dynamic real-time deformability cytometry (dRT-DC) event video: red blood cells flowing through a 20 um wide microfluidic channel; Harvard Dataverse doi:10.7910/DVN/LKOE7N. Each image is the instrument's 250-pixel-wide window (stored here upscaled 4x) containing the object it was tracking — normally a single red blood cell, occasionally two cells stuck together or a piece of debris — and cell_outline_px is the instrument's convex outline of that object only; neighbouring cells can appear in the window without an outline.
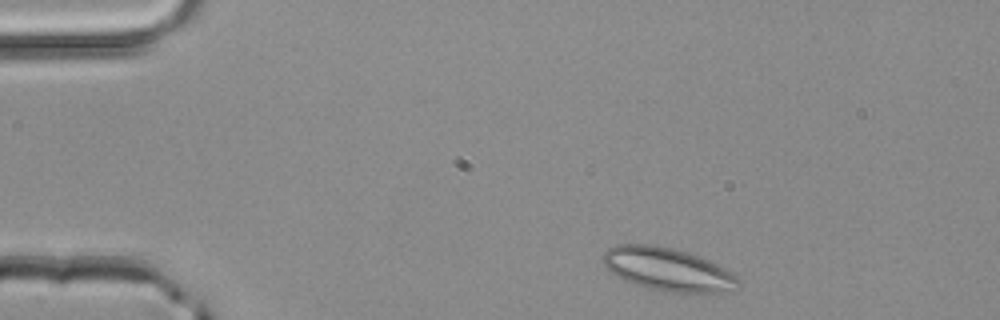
{"species": "common noctule bat (a hibernating species)", "species_latin": "Nyctalus noctula", "temperature_condition": "room temperature", "stored_images_in_passage": 44, "camera_frame_rate_fps": 3000, "um_per_image_px": 0.085, "animal": {"sex": "male", "body_mass_g": 20.4}, "frame": {"image": 1, "passage_image": 2, "time_ms": 0.333, "image_size_px": [1000, 320], "cell_outline_px": [[740, 288], [732, 292], [664, 292], [648, 288], [624, 280], [616, 276], [600, 260], [604, 252], [608, 248], [616, 244], [656, 244], [688, 252], [700, 256], [720, 264], [732, 272], [740, 280]], "centroid_in_image_um": [56.8, 22.89], "position_along_channel_um": 28.2, "area_um2": 34.56}}
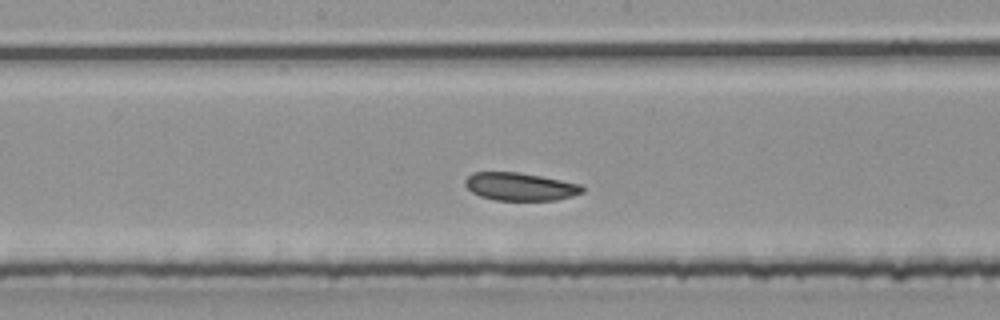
{"frame": {"image": 2, "passage_image": 20, "time_ms": 6.333, "image_size_px": [1000, 320], "cell_outline_px": [[584, 192], [572, 196], [556, 200], [496, 200], [480, 196], [472, 192], [464, 184], [464, 180], [472, 172], [516, 172], [540, 176], [580, 184], [584, 188]], "centroid_in_image_um": [44.19, 15.86], "position_along_channel_um": 204.0, "area_um2": 18.96}}
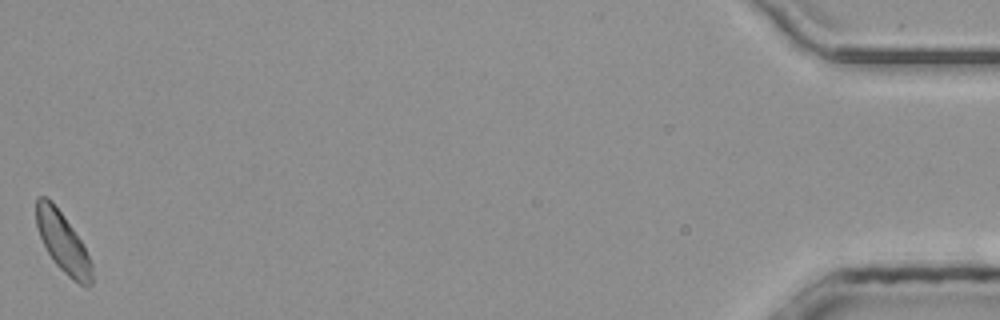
{"frame": {"image": 3, "passage_image": 44, "time_ms": 14.333, "image_size_px": [1000, 320], "cell_outline_px": [[92, 284], [88, 288], [72, 280], [52, 260], [40, 236], [36, 224], [36, 196], [44, 196], [52, 200], [84, 244], [92, 264]], "centroid_in_image_um": [5.35, 20.61], "position_along_channel_um": 429.8, "area_um2": 19.48}, "authors_computed_cell_mechanics": {"area_um2": 19.6809, "velocity_mm_per_s": 4.1019, "shape_relaxation_time_tau1_ms": null, "shape_relaxation_time_tau2_ms": 7.6556, "deformation_change_tau1": null, "deformation_change_tau2": 0.1192}}